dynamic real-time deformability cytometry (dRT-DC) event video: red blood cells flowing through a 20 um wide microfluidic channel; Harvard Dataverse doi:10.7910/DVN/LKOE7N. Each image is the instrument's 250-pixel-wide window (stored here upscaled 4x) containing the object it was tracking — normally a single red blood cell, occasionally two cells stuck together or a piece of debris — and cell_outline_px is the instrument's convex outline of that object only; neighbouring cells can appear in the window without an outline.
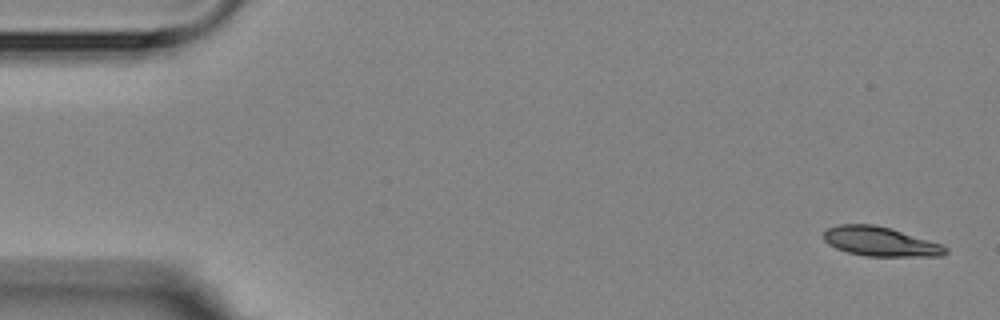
{"species": "Egyptian fruit bat (a non-hibernating species)", "species_latin": "Rousettus aegyptiacus", "temperature_condition": "room temperature", "stored_images_in_passage": 5, "camera_frame_rate_fps": 3000, "um_per_image_px": 0.085, "animal": {"sex": "female"}, "frame": {"image": 1, "passage_image": 1, "time_ms": 0.0, "image_size_px": [1000, 320], "cell_outline_px": [[948, 252], [944, 256], [868, 256], [848, 252], [836, 248], [828, 244], [824, 240], [824, 232], [828, 228], [840, 224], [872, 224], [892, 228], [944, 244], [948, 248]], "centroid_in_image_um": [74.89, 20.53], "position_along_channel_um": 10.1, "area_um2": 21.04}}
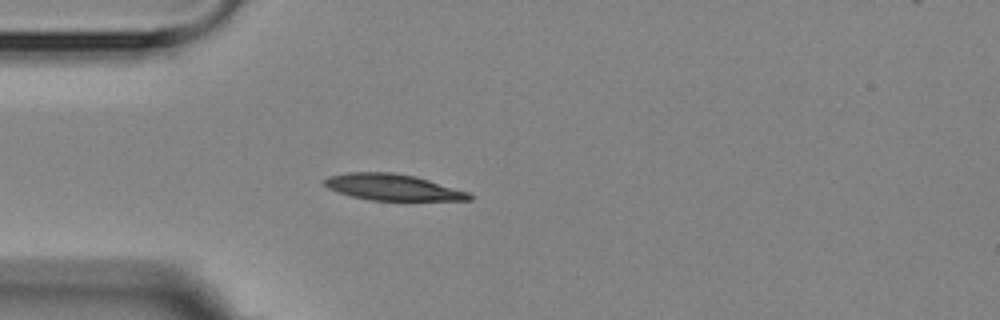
{"frame": {"image": 2, "passage_image": 5, "time_ms": 4.333, "image_size_px": [1000, 320], "cell_outline_px": [[472, 200], [368, 200], [352, 196], [328, 188], [324, 184], [324, 180], [328, 176], [348, 172], [392, 172], [412, 176], [428, 180], [468, 192], [472, 196]], "centroid_in_image_um": [33.34, 15.91], "position_along_channel_um": 51.7, "area_um2": 21.79}}